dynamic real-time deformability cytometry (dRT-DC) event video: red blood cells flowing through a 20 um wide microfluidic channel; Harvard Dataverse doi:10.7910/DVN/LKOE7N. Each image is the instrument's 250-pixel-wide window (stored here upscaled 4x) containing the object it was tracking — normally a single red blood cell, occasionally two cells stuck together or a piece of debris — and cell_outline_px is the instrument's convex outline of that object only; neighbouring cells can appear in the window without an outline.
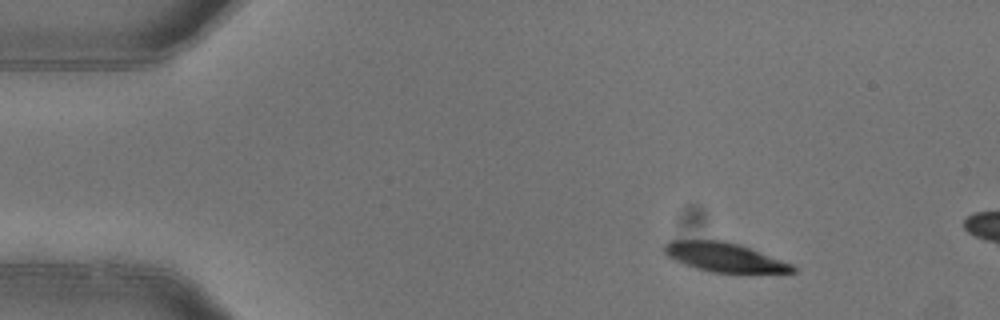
{"species": "common noctule bat (a hibernating species)", "species_latin": "Nyctalus noctula", "temperature_condition": "warm", "stored_images_in_passage": 3, "camera_frame_rate_fps": 3000, "um_per_image_px": 0.085, "animal": {"sex": "female"}, "frame": {"image": 1, "passage_image": 1, "time_ms": 0.0, "image_size_px": [1000, 320], "cell_outline_px": [[796, 272], [712, 272], [696, 268], [684, 264], [668, 256], [664, 252], [664, 244], [668, 240], [724, 240], [740, 244], [792, 264], [796, 268]], "centroid_in_image_um": [61.54, 21.84], "position_along_channel_um": 23.5, "area_um2": 21.56}}